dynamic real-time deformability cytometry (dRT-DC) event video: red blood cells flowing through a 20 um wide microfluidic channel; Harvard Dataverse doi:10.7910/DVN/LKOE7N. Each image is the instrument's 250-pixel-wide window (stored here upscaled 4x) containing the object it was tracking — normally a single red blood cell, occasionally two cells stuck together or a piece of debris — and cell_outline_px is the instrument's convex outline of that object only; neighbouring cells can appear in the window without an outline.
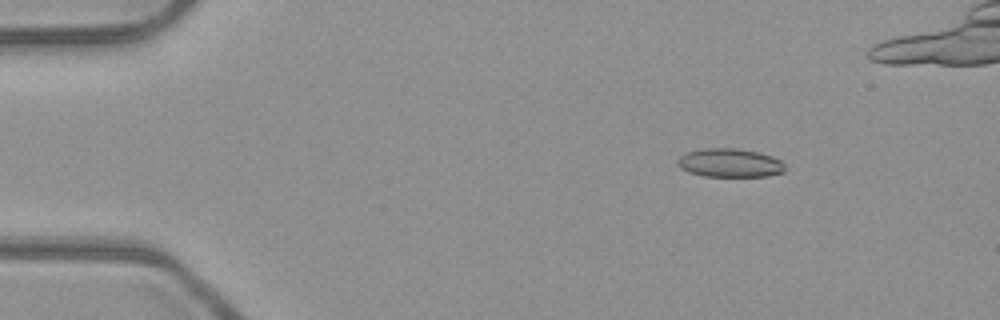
{"species": "common noctule bat (a hibernating species)", "species_latin": "Nyctalus noctula", "temperature_condition": "room temperature", "stored_images_in_passage": 47, "camera_frame_rate_fps": 3000, "um_per_image_px": 0.085, "animal": {"sex": "male", "body_mass_g": 23.1, "forearm_length_mm": 52.7}, "frame": {"image": 1, "passage_image": 8, "time_ms": 2.333, "image_size_px": [1000, 320], "cell_outline_px": [[784, 172], [768, 176], [704, 176], [688, 172], [680, 168], [676, 164], [676, 160], [680, 156], [688, 152], [700, 148], [736, 148], [760, 152], [772, 156], [780, 160], [784, 164]], "centroid_in_image_um": [62.01, 13.84], "position_along_channel_um": 23.0, "area_um2": 18.09}}
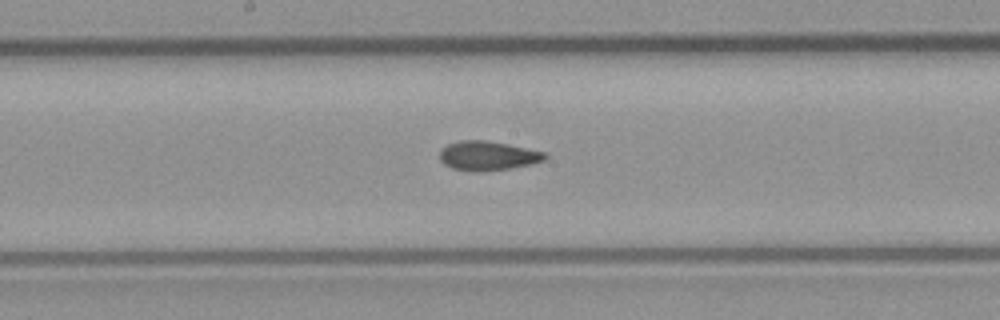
{"frame": {"image": 2, "passage_image": 28, "time_ms": 9.0, "image_size_px": [1000, 320], "cell_outline_px": [[548, 156], [544, 160], [532, 164], [512, 168], [484, 172], [472, 172], [452, 168], [444, 164], [440, 160], [440, 152], [448, 144], [460, 140], [484, 140], [508, 144], [548, 152]], "centroid_in_image_um": [41.5, 13.25], "position_along_channel_um": 206.7, "area_um2": 18.21}}
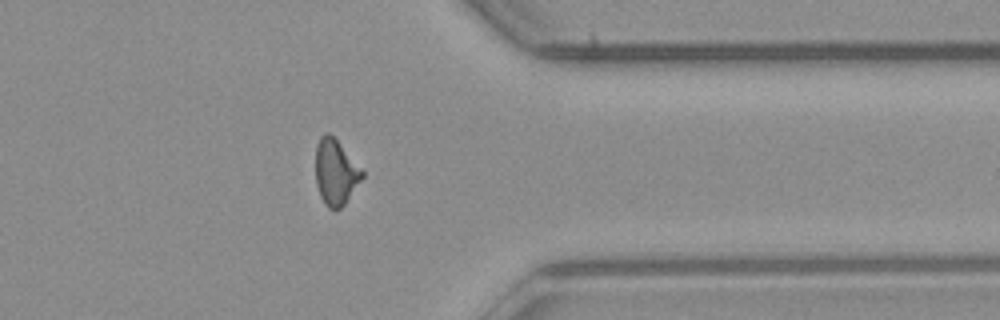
{"frame": {"image": 3, "passage_image": 42, "time_ms": 13.667, "image_size_px": [1000, 320], "cell_outline_px": [[364, 176], [344, 204], [336, 212], [328, 208], [324, 204], [320, 196], [316, 184], [316, 144], [320, 136], [324, 132], [328, 132], [336, 140], [364, 172]], "centroid_in_image_um": [28.5, 14.67], "position_along_channel_um": 382.9, "area_um2": 17.69}}